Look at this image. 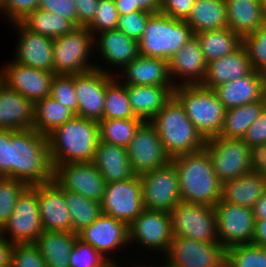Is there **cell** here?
Instances as JSON below:
<instances>
[{
  "label": "cell",
  "mask_w": 266,
  "mask_h": 267,
  "mask_svg": "<svg viewBox=\"0 0 266 267\" xmlns=\"http://www.w3.org/2000/svg\"><path fill=\"white\" fill-rule=\"evenodd\" d=\"M53 170L47 136L33 128L10 130L8 178L33 186L52 181Z\"/></svg>",
  "instance_id": "6da1fadb"
},
{
  "label": "cell",
  "mask_w": 266,
  "mask_h": 267,
  "mask_svg": "<svg viewBox=\"0 0 266 267\" xmlns=\"http://www.w3.org/2000/svg\"><path fill=\"white\" fill-rule=\"evenodd\" d=\"M177 168L181 201L215 206L221 199L222 182L213 170L208 151L171 158Z\"/></svg>",
  "instance_id": "7a4b0ae2"
},
{
  "label": "cell",
  "mask_w": 266,
  "mask_h": 267,
  "mask_svg": "<svg viewBox=\"0 0 266 267\" xmlns=\"http://www.w3.org/2000/svg\"><path fill=\"white\" fill-rule=\"evenodd\" d=\"M52 165L93 162L99 142L98 121L75 116L47 135Z\"/></svg>",
  "instance_id": "3957f363"
},
{
  "label": "cell",
  "mask_w": 266,
  "mask_h": 267,
  "mask_svg": "<svg viewBox=\"0 0 266 267\" xmlns=\"http://www.w3.org/2000/svg\"><path fill=\"white\" fill-rule=\"evenodd\" d=\"M170 158L204 149L206 139L192 124L180 101L173 95L149 121Z\"/></svg>",
  "instance_id": "277c9868"
},
{
  "label": "cell",
  "mask_w": 266,
  "mask_h": 267,
  "mask_svg": "<svg viewBox=\"0 0 266 267\" xmlns=\"http://www.w3.org/2000/svg\"><path fill=\"white\" fill-rule=\"evenodd\" d=\"M193 37L194 32L185 21L162 13L153 14L138 41L139 55L168 61Z\"/></svg>",
  "instance_id": "5b68a950"
},
{
  "label": "cell",
  "mask_w": 266,
  "mask_h": 267,
  "mask_svg": "<svg viewBox=\"0 0 266 267\" xmlns=\"http://www.w3.org/2000/svg\"><path fill=\"white\" fill-rule=\"evenodd\" d=\"M174 96L206 140L219 136L226 108L212 89L201 85H179L174 89Z\"/></svg>",
  "instance_id": "8992f818"
},
{
  "label": "cell",
  "mask_w": 266,
  "mask_h": 267,
  "mask_svg": "<svg viewBox=\"0 0 266 267\" xmlns=\"http://www.w3.org/2000/svg\"><path fill=\"white\" fill-rule=\"evenodd\" d=\"M94 39L92 32L81 26H76L68 34L54 38V74L76 75L96 69L97 65L88 61L91 50L97 48Z\"/></svg>",
  "instance_id": "52a82bcc"
},
{
  "label": "cell",
  "mask_w": 266,
  "mask_h": 267,
  "mask_svg": "<svg viewBox=\"0 0 266 267\" xmlns=\"http://www.w3.org/2000/svg\"><path fill=\"white\" fill-rule=\"evenodd\" d=\"M169 213L172 236L218 242L214 206L180 201Z\"/></svg>",
  "instance_id": "ba28073f"
},
{
  "label": "cell",
  "mask_w": 266,
  "mask_h": 267,
  "mask_svg": "<svg viewBox=\"0 0 266 267\" xmlns=\"http://www.w3.org/2000/svg\"><path fill=\"white\" fill-rule=\"evenodd\" d=\"M204 148L208 151L213 170L222 183L251 172L250 147L243 139L216 136L207 139Z\"/></svg>",
  "instance_id": "9c48e42d"
},
{
  "label": "cell",
  "mask_w": 266,
  "mask_h": 267,
  "mask_svg": "<svg viewBox=\"0 0 266 267\" xmlns=\"http://www.w3.org/2000/svg\"><path fill=\"white\" fill-rule=\"evenodd\" d=\"M166 267H225L226 249L219 242L173 236L165 255Z\"/></svg>",
  "instance_id": "30bf717a"
},
{
  "label": "cell",
  "mask_w": 266,
  "mask_h": 267,
  "mask_svg": "<svg viewBox=\"0 0 266 267\" xmlns=\"http://www.w3.org/2000/svg\"><path fill=\"white\" fill-rule=\"evenodd\" d=\"M145 209L170 212L180 201L177 168L172 161L140 175Z\"/></svg>",
  "instance_id": "8fae6325"
},
{
  "label": "cell",
  "mask_w": 266,
  "mask_h": 267,
  "mask_svg": "<svg viewBox=\"0 0 266 267\" xmlns=\"http://www.w3.org/2000/svg\"><path fill=\"white\" fill-rule=\"evenodd\" d=\"M140 176L106 183L101 200L103 214L130 225L144 210Z\"/></svg>",
  "instance_id": "7c38bea8"
},
{
  "label": "cell",
  "mask_w": 266,
  "mask_h": 267,
  "mask_svg": "<svg viewBox=\"0 0 266 267\" xmlns=\"http://www.w3.org/2000/svg\"><path fill=\"white\" fill-rule=\"evenodd\" d=\"M44 231L37 202V185L28 186L19 196L14 211L0 231L11 243H34Z\"/></svg>",
  "instance_id": "4fadbf2b"
},
{
  "label": "cell",
  "mask_w": 266,
  "mask_h": 267,
  "mask_svg": "<svg viewBox=\"0 0 266 267\" xmlns=\"http://www.w3.org/2000/svg\"><path fill=\"white\" fill-rule=\"evenodd\" d=\"M214 209L218 242L223 248L252 243L255 227L253 209L226 203L221 199L214 206Z\"/></svg>",
  "instance_id": "5bb4252c"
},
{
  "label": "cell",
  "mask_w": 266,
  "mask_h": 267,
  "mask_svg": "<svg viewBox=\"0 0 266 267\" xmlns=\"http://www.w3.org/2000/svg\"><path fill=\"white\" fill-rule=\"evenodd\" d=\"M53 168V181L62 189L101 203L106 182L92 162H71Z\"/></svg>",
  "instance_id": "9a60e30c"
},
{
  "label": "cell",
  "mask_w": 266,
  "mask_h": 267,
  "mask_svg": "<svg viewBox=\"0 0 266 267\" xmlns=\"http://www.w3.org/2000/svg\"><path fill=\"white\" fill-rule=\"evenodd\" d=\"M129 161L135 175L160 168L171 161L154 126L143 122L126 147Z\"/></svg>",
  "instance_id": "2e32d148"
},
{
  "label": "cell",
  "mask_w": 266,
  "mask_h": 267,
  "mask_svg": "<svg viewBox=\"0 0 266 267\" xmlns=\"http://www.w3.org/2000/svg\"><path fill=\"white\" fill-rule=\"evenodd\" d=\"M113 76L98 66L87 73L74 75L79 117L95 121L103 119L106 88L115 78Z\"/></svg>",
  "instance_id": "e0dca14e"
},
{
  "label": "cell",
  "mask_w": 266,
  "mask_h": 267,
  "mask_svg": "<svg viewBox=\"0 0 266 267\" xmlns=\"http://www.w3.org/2000/svg\"><path fill=\"white\" fill-rule=\"evenodd\" d=\"M129 243H140L143 247L166 255L172 241L169 212L145 209L130 225Z\"/></svg>",
  "instance_id": "ac0fdd59"
},
{
  "label": "cell",
  "mask_w": 266,
  "mask_h": 267,
  "mask_svg": "<svg viewBox=\"0 0 266 267\" xmlns=\"http://www.w3.org/2000/svg\"><path fill=\"white\" fill-rule=\"evenodd\" d=\"M0 71V81L34 104L51 94L54 72L31 68L12 61Z\"/></svg>",
  "instance_id": "d6986e66"
},
{
  "label": "cell",
  "mask_w": 266,
  "mask_h": 267,
  "mask_svg": "<svg viewBox=\"0 0 266 267\" xmlns=\"http://www.w3.org/2000/svg\"><path fill=\"white\" fill-rule=\"evenodd\" d=\"M77 235L82 242L91 245L112 262L116 261L109 259L110 256L107 254L111 251L115 252L114 250H119L129 243L128 225L103 213Z\"/></svg>",
  "instance_id": "ffe728a7"
},
{
  "label": "cell",
  "mask_w": 266,
  "mask_h": 267,
  "mask_svg": "<svg viewBox=\"0 0 266 267\" xmlns=\"http://www.w3.org/2000/svg\"><path fill=\"white\" fill-rule=\"evenodd\" d=\"M207 64L199 42L194 36L168 60V73L172 84L174 87L201 85L206 76ZM177 77L181 80L175 82Z\"/></svg>",
  "instance_id": "44dd1931"
},
{
  "label": "cell",
  "mask_w": 266,
  "mask_h": 267,
  "mask_svg": "<svg viewBox=\"0 0 266 267\" xmlns=\"http://www.w3.org/2000/svg\"><path fill=\"white\" fill-rule=\"evenodd\" d=\"M37 202L44 230L72 231L71 215L66 206L64 189L55 181L37 185Z\"/></svg>",
  "instance_id": "7402d4cb"
},
{
  "label": "cell",
  "mask_w": 266,
  "mask_h": 267,
  "mask_svg": "<svg viewBox=\"0 0 266 267\" xmlns=\"http://www.w3.org/2000/svg\"><path fill=\"white\" fill-rule=\"evenodd\" d=\"M19 32V42L13 61L31 68L54 72L53 38L34 33L20 22L12 23Z\"/></svg>",
  "instance_id": "603a6c76"
},
{
  "label": "cell",
  "mask_w": 266,
  "mask_h": 267,
  "mask_svg": "<svg viewBox=\"0 0 266 267\" xmlns=\"http://www.w3.org/2000/svg\"><path fill=\"white\" fill-rule=\"evenodd\" d=\"M35 104L0 81V129H32Z\"/></svg>",
  "instance_id": "cb8c5ba5"
},
{
  "label": "cell",
  "mask_w": 266,
  "mask_h": 267,
  "mask_svg": "<svg viewBox=\"0 0 266 267\" xmlns=\"http://www.w3.org/2000/svg\"><path fill=\"white\" fill-rule=\"evenodd\" d=\"M212 90L224 107L230 109L262 100L264 83L261 73L253 70L249 75L223 83Z\"/></svg>",
  "instance_id": "d4e9b609"
},
{
  "label": "cell",
  "mask_w": 266,
  "mask_h": 267,
  "mask_svg": "<svg viewBox=\"0 0 266 267\" xmlns=\"http://www.w3.org/2000/svg\"><path fill=\"white\" fill-rule=\"evenodd\" d=\"M121 71L123 74L116 76H126L124 85L174 86L168 73V61L162 58L139 55Z\"/></svg>",
  "instance_id": "484cf974"
},
{
  "label": "cell",
  "mask_w": 266,
  "mask_h": 267,
  "mask_svg": "<svg viewBox=\"0 0 266 267\" xmlns=\"http://www.w3.org/2000/svg\"><path fill=\"white\" fill-rule=\"evenodd\" d=\"M253 70L248 53L242 45L235 52L208 63L201 86L213 89L223 83L249 75Z\"/></svg>",
  "instance_id": "4316f807"
},
{
  "label": "cell",
  "mask_w": 266,
  "mask_h": 267,
  "mask_svg": "<svg viewBox=\"0 0 266 267\" xmlns=\"http://www.w3.org/2000/svg\"><path fill=\"white\" fill-rule=\"evenodd\" d=\"M95 36L94 45L97 44L98 53L113 67L123 69L139 56L138 42L118 29L103 31Z\"/></svg>",
  "instance_id": "83f0119b"
},
{
  "label": "cell",
  "mask_w": 266,
  "mask_h": 267,
  "mask_svg": "<svg viewBox=\"0 0 266 267\" xmlns=\"http://www.w3.org/2000/svg\"><path fill=\"white\" fill-rule=\"evenodd\" d=\"M106 183L123 181L135 176L126 147L99 141L92 162Z\"/></svg>",
  "instance_id": "f1b7e54d"
},
{
  "label": "cell",
  "mask_w": 266,
  "mask_h": 267,
  "mask_svg": "<svg viewBox=\"0 0 266 267\" xmlns=\"http://www.w3.org/2000/svg\"><path fill=\"white\" fill-rule=\"evenodd\" d=\"M174 86L126 85L129 102L137 118L150 121L172 98Z\"/></svg>",
  "instance_id": "f546056e"
},
{
  "label": "cell",
  "mask_w": 266,
  "mask_h": 267,
  "mask_svg": "<svg viewBox=\"0 0 266 267\" xmlns=\"http://www.w3.org/2000/svg\"><path fill=\"white\" fill-rule=\"evenodd\" d=\"M229 28L242 38L266 21V6L260 0H225Z\"/></svg>",
  "instance_id": "4dcf8cb0"
},
{
  "label": "cell",
  "mask_w": 266,
  "mask_h": 267,
  "mask_svg": "<svg viewBox=\"0 0 266 267\" xmlns=\"http://www.w3.org/2000/svg\"><path fill=\"white\" fill-rule=\"evenodd\" d=\"M265 191L264 177L259 172H249L222 183L221 200L253 209Z\"/></svg>",
  "instance_id": "1f68e13d"
},
{
  "label": "cell",
  "mask_w": 266,
  "mask_h": 267,
  "mask_svg": "<svg viewBox=\"0 0 266 267\" xmlns=\"http://www.w3.org/2000/svg\"><path fill=\"white\" fill-rule=\"evenodd\" d=\"M77 239L72 231L44 230L34 243L47 267H70V253Z\"/></svg>",
  "instance_id": "d6a6232c"
},
{
  "label": "cell",
  "mask_w": 266,
  "mask_h": 267,
  "mask_svg": "<svg viewBox=\"0 0 266 267\" xmlns=\"http://www.w3.org/2000/svg\"><path fill=\"white\" fill-rule=\"evenodd\" d=\"M195 33L228 28L225 0H195L185 20Z\"/></svg>",
  "instance_id": "836d02e7"
},
{
  "label": "cell",
  "mask_w": 266,
  "mask_h": 267,
  "mask_svg": "<svg viewBox=\"0 0 266 267\" xmlns=\"http://www.w3.org/2000/svg\"><path fill=\"white\" fill-rule=\"evenodd\" d=\"M201 51L207 63L218 60L238 50L243 45V38L229 27L195 33Z\"/></svg>",
  "instance_id": "e575fe53"
},
{
  "label": "cell",
  "mask_w": 266,
  "mask_h": 267,
  "mask_svg": "<svg viewBox=\"0 0 266 267\" xmlns=\"http://www.w3.org/2000/svg\"><path fill=\"white\" fill-rule=\"evenodd\" d=\"M266 108L264 98L244 106L226 109L224 122L219 136L242 139L247 129L254 123Z\"/></svg>",
  "instance_id": "d590c367"
},
{
  "label": "cell",
  "mask_w": 266,
  "mask_h": 267,
  "mask_svg": "<svg viewBox=\"0 0 266 267\" xmlns=\"http://www.w3.org/2000/svg\"><path fill=\"white\" fill-rule=\"evenodd\" d=\"M76 114L51 96L35 103L33 129L47 136L54 129L74 118Z\"/></svg>",
  "instance_id": "8d00e7d4"
},
{
  "label": "cell",
  "mask_w": 266,
  "mask_h": 267,
  "mask_svg": "<svg viewBox=\"0 0 266 267\" xmlns=\"http://www.w3.org/2000/svg\"><path fill=\"white\" fill-rule=\"evenodd\" d=\"M20 23L29 31L50 38L61 37L72 31L76 25L60 14L36 9L29 13Z\"/></svg>",
  "instance_id": "74e56055"
},
{
  "label": "cell",
  "mask_w": 266,
  "mask_h": 267,
  "mask_svg": "<svg viewBox=\"0 0 266 267\" xmlns=\"http://www.w3.org/2000/svg\"><path fill=\"white\" fill-rule=\"evenodd\" d=\"M64 196L71 215L72 232L75 234H78L102 214L100 203L67 190H64Z\"/></svg>",
  "instance_id": "f35d334b"
},
{
  "label": "cell",
  "mask_w": 266,
  "mask_h": 267,
  "mask_svg": "<svg viewBox=\"0 0 266 267\" xmlns=\"http://www.w3.org/2000/svg\"><path fill=\"white\" fill-rule=\"evenodd\" d=\"M143 122L139 118L101 119L98 121L99 141L127 147Z\"/></svg>",
  "instance_id": "ab89813d"
},
{
  "label": "cell",
  "mask_w": 266,
  "mask_h": 267,
  "mask_svg": "<svg viewBox=\"0 0 266 267\" xmlns=\"http://www.w3.org/2000/svg\"><path fill=\"white\" fill-rule=\"evenodd\" d=\"M116 77L107 85L103 119L137 118L129 102L126 85Z\"/></svg>",
  "instance_id": "60d3db41"
},
{
  "label": "cell",
  "mask_w": 266,
  "mask_h": 267,
  "mask_svg": "<svg viewBox=\"0 0 266 267\" xmlns=\"http://www.w3.org/2000/svg\"><path fill=\"white\" fill-rule=\"evenodd\" d=\"M225 267H266V247L238 244L226 249Z\"/></svg>",
  "instance_id": "b9f144b4"
},
{
  "label": "cell",
  "mask_w": 266,
  "mask_h": 267,
  "mask_svg": "<svg viewBox=\"0 0 266 267\" xmlns=\"http://www.w3.org/2000/svg\"><path fill=\"white\" fill-rule=\"evenodd\" d=\"M27 187L28 185L20 180L0 177V231L13 213L19 196Z\"/></svg>",
  "instance_id": "7bdbcfd3"
},
{
  "label": "cell",
  "mask_w": 266,
  "mask_h": 267,
  "mask_svg": "<svg viewBox=\"0 0 266 267\" xmlns=\"http://www.w3.org/2000/svg\"><path fill=\"white\" fill-rule=\"evenodd\" d=\"M243 46L255 71L266 67V21L255 32L243 37Z\"/></svg>",
  "instance_id": "ee69618b"
},
{
  "label": "cell",
  "mask_w": 266,
  "mask_h": 267,
  "mask_svg": "<svg viewBox=\"0 0 266 267\" xmlns=\"http://www.w3.org/2000/svg\"><path fill=\"white\" fill-rule=\"evenodd\" d=\"M50 96L78 116L74 75L55 74L52 78Z\"/></svg>",
  "instance_id": "f6af8a7d"
},
{
  "label": "cell",
  "mask_w": 266,
  "mask_h": 267,
  "mask_svg": "<svg viewBox=\"0 0 266 267\" xmlns=\"http://www.w3.org/2000/svg\"><path fill=\"white\" fill-rule=\"evenodd\" d=\"M118 11L114 0H99L92 22L87 28L95 34L117 29Z\"/></svg>",
  "instance_id": "bcb514c9"
},
{
  "label": "cell",
  "mask_w": 266,
  "mask_h": 267,
  "mask_svg": "<svg viewBox=\"0 0 266 267\" xmlns=\"http://www.w3.org/2000/svg\"><path fill=\"white\" fill-rule=\"evenodd\" d=\"M69 261L70 267H105L110 262L108 258L79 238L75 241Z\"/></svg>",
  "instance_id": "7dc6e473"
},
{
  "label": "cell",
  "mask_w": 266,
  "mask_h": 267,
  "mask_svg": "<svg viewBox=\"0 0 266 267\" xmlns=\"http://www.w3.org/2000/svg\"><path fill=\"white\" fill-rule=\"evenodd\" d=\"M11 267H47L35 243H14Z\"/></svg>",
  "instance_id": "c3c4849f"
},
{
  "label": "cell",
  "mask_w": 266,
  "mask_h": 267,
  "mask_svg": "<svg viewBox=\"0 0 266 267\" xmlns=\"http://www.w3.org/2000/svg\"><path fill=\"white\" fill-rule=\"evenodd\" d=\"M152 15V13L141 10L119 15L117 29L138 42L143 35L146 23Z\"/></svg>",
  "instance_id": "681fc988"
},
{
  "label": "cell",
  "mask_w": 266,
  "mask_h": 267,
  "mask_svg": "<svg viewBox=\"0 0 266 267\" xmlns=\"http://www.w3.org/2000/svg\"><path fill=\"white\" fill-rule=\"evenodd\" d=\"M38 6L39 0H3V15L11 23L20 22Z\"/></svg>",
  "instance_id": "f907efd6"
},
{
  "label": "cell",
  "mask_w": 266,
  "mask_h": 267,
  "mask_svg": "<svg viewBox=\"0 0 266 267\" xmlns=\"http://www.w3.org/2000/svg\"><path fill=\"white\" fill-rule=\"evenodd\" d=\"M38 8L60 14L77 26V9L74 0H39Z\"/></svg>",
  "instance_id": "816d5d0a"
},
{
  "label": "cell",
  "mask_w": 266,
  "mask_h": 267,
  "mask_svg": "<svg viewBox=\"0 0 266 267\" xmlns=\"http://www.w3.org/2000/svg\"><path fill=\"white\" fill-rule=\"evenodd\" d=\"M119 15L135 11L160 13V0H114Z\"/></svg>",
  "instance_id": "f5cc1de1"
},
{
  "label": "cell",
  "mask_w": 266,
  "mask_h": 267,
  "mask_svg": "<svg viewBox=\"0 0 266 267\" xmlns=\"http://www.w3.org/2000/svg\"><path fill=\"white\" fill-rule=\"evenodd\" d=\"M195 0H160V13L185 21L190 15Z\"/></svg>",
  "instance_id": "db71d44e"
},
{
  "label": "cell",
  "mask_w": 266,
  "mask_h": 267,
  "mask_svg": "<svg viewBox=\"0 0 266 267\" xmlns=\"http://www.w3.org/2000/svg\"><path fill=\"white\" fill-rule=\"evenodd\" d=\"M243 141L249 146L266 144V108L247 129Z\"/></svg>",
  "instance_id": "11a10c76"
},
{
  "label": "cell",
  "mask_w": 266,
  "mask_h": 267,
  "mask_svg": "<svg viewBox=\"0 0 266 267\" xmlns=\"http://www.w3.org/2000/svg\"><path fill=\"white\" fill-rule=\"evenodd\" d=\"M77 9V26L87 27L93 20L99 0H74Z\"/></svg>",
  "instance_id": "9f6ffc18"
},
{
  "label": "cell",
  "mask_w": 266,
  "mask_h": 267,
  "mask_svg": "<svg viewBox=\"0 0 266 267\" xmlns=\"http://www.w3.org/2000/svg\"><path fill=\"white\" fill-rule=\"evenodd\" d=\"M10 130L0 129V177H8V144Z\"/></svg>",
  "instance_id": "6f0895ef"
},
{
  "label": "cell",
  "mask_w": 266,
  "mask_h": 267,
  "mask_svg": "<svg viewBox=\"0 0 266 267\" xmlns=\"http://www.w3.org/2000/svg\"><path fill=\"white\" fill-rule=\"evenodd\" d=\"M266 165V144H257L250 147L251 172H260Z\"/></svg>",
  "instance_id": "680465c9"
},
{
  "label": "cell",
  "mask_w": 266,
  "mask_h": 267,
  "mask_svg": "<svg viewBox=\"0 0 266 267\" xmlns=\"http://www.w3.org/2000/svg\"><path fill=\"white\" fill-rule=\"evenodd\" d=\"M14 243H11L0 232V267H11Z\"/></svg>",
  "instance_id": "91938a15"
},
{
  "label": "cell",
  "mask_w": 266,
  "mask_h": 267,
  "mask_svg": "<svg viewBox=\"0 0 266 267\" xmlns=\"http://www.w3.org/2000/svg\"><path fill=\"white\" fill-rule=\"evenodd\" d=\"M252 244L266 247V219L255 220Z\"/></svg>",
  "instance_id": "94428289"
},
{
  "label": "cell",
  "mask_w": 266,
  "mask_h": 267,
  "mask_svg": "<svg viewBox=\"0 0 266 267\" xmlns=\"http://www.w3.org/2000/svg\"><path fill=\"white\" fill-rule=\"evenodd\" d=\"M253 212L255 220L266 219V191L263 193L261 198L254 204Z\"/></svg>",
  "instance_id": "6125c7cd"
},
{
  "label": "cell",
  "mask_w": 266,
  "mask_h": 267,
  "mask_svg": "<svg viewBox=\"0 0 266 267\" xmlns=\"http://www.w3.org/2000/svg\"><path fill=\"white\" fill-rule=\"evenodd\" d=\"M261 76H262V80H263V83L266 84V67H264L261 71Z\"/></svg>",
  "instance_id": "be15d7a7"
},
{
  "label": "cell",
  "mask_w": 266,
  "mask_h": 267,
  "mask_svg": "<svg viewBox=\"0 0 266 267\" xmlns=\"http://www.w3.org/2000/svg\"><path fill=\"white\" fill-rule=\"evenodd\" d=\"M263 177L264 179L266 180V165L264 166V168L259 172Z\"/></svg>",
  "instance_id": "e7e4bbea"
},
{
  "label": "cell",
  "mask_w": 266,
  "mask_h": 267,
  "mask_svg": "<svg viewBox=\"0 0 266 267\" xmlns=\"http://www.w3.org/2000/svg\"><path fill=\"white\" fill-rule=\"evenodd\" d=\"M115 267H120V265H117V263L115 264ZM132 267H134V266H132ZM135 267H147V266H143V265H141V266H135ZM149 267V266H148ZM150 267H155V266H150ZM160 267H165V264L162 266V265H160Z\"/></svg>",
  "instance_id": "03108f58"
},
{
  "label": "cell",
  "mask_w": 266,
  "mask_h": 267,
  "mask_svg": "<svg viewBox=\"0 0 266 267\" xmlns=\"http://www.w3.org/2000/svg\"><path fill=\"white\" fill-rule=\"evenodd\" d=\"M116 262L110 261L105 267H115Z\"/></svg>",
  "instance_id": "003e7915"
},
{
  "label": "cell",
  "mask_w": 266,
  "mask_h": 267,
  "mask_svg": "<svg viewBox=\"0 0 266 267\" xmlns=\"http://www.w3.org/2000/svg\"><path fill=\"white\" fill-rule=\"evenodd\" d=\"M263 98H264L265 105H266V84H264V94H263Z\"/></svg>",
  "instance_id": "a7ac6f4b"
},
{
  "label": "cell",
  "mask_w": 266,
  "mask_h": 267,
  "mask_svg": "<svg viewBox=\"0 0 266 267\" xmlns=\"http://www.w3.org/2000/svg\"><path fill=\"white\" fill-rule=\"evenodd\" d=\"M0 12L3 13V0H0Z\"/></svg>",
  "instance_id": "89a4df30"
},
{
  "label": "cell",
  "mask_w": 266,
  "mask_h": 267,
  "mask_svg": "<svg viewBox=\"0 0 266 267\" xmlns=\"http://www.w3.org/2000/svg\"><path fill=\"white\" fill-rule=\"evenodd\" d=\"M266 6V0H260Z\"/></svg>",
  "instance_id": "2644e50d"
}]
</instances>
